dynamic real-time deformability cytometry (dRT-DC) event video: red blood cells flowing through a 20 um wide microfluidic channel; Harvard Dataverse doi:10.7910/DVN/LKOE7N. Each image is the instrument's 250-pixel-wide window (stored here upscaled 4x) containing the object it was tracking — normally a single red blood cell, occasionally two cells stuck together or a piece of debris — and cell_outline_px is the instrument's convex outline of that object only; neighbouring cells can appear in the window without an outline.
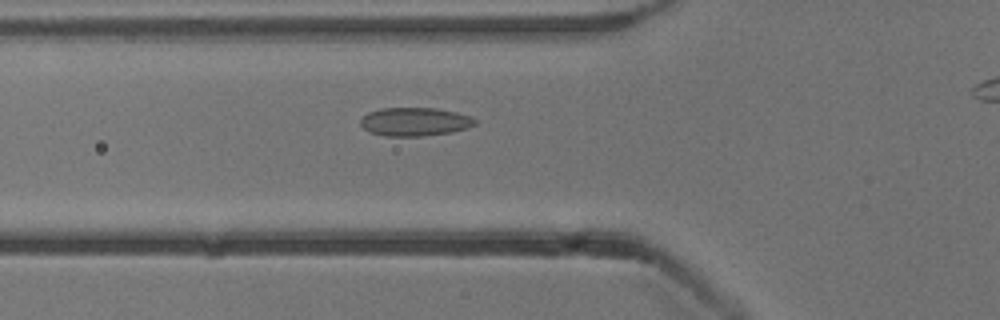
{"species": "common noctule bat (a hibernating species)", "species_latin": "Nyctalus noctula", "temperature_condition": "cold", "stored_images_in_passage": 30, "camera_frame_rate_fps": 3000, "um_per_image_px": 0.085, "animal": {"sex": "male", "body_mass_g": 13.3}, "frame": {"image": 1, "passage_image": 3, "time_ms": 0.667, "image_size_px": [1000, 320], "cell_outline_px": [[476, 124], [468, 128], [452, 132], [420, 136], [384, 136], [368, 132], [360, 124], [360, 120], [368, 112], [380, 108], [436, 108], [456, 112], [472, 116], [476, 120]], "centroid_in_image_um": [35.26, 10.35], "position_along_channel_um": 90.5, "area_um2": 19.13}}
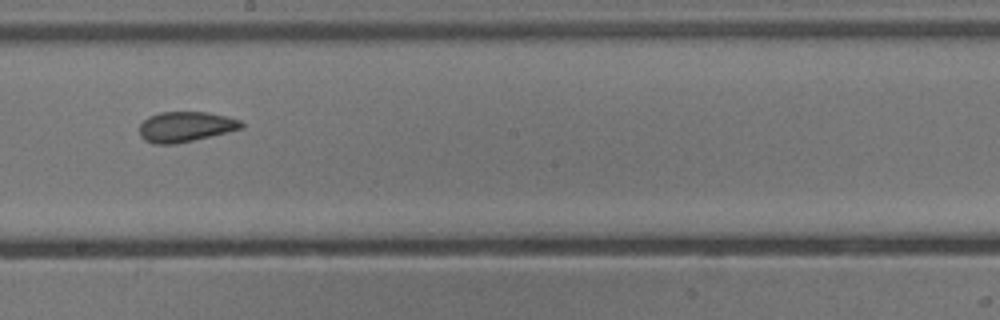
{"frame": {"image": 2, "passage_image": 14, "time_ms": 4.333, "image_size_px": [1000, 320], "cell_outline_px": [[244, 128], [228, 132], [192, 140], [172, 144], [152, 144], [144, 140], [140, 136], [140, 124], [148, 116], [160, 112], [208, 112], [228, 116], [244, 120]], "centroid_in_image_um": [15.81, 10.76], "position_along_channel_um": 232.4, "area_um2": 18.15}}
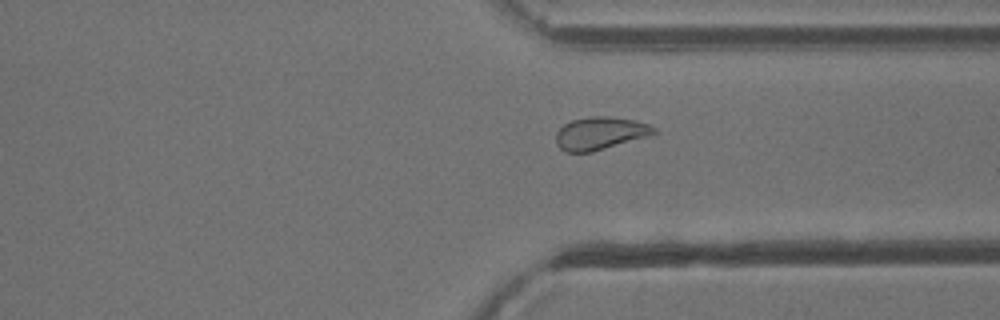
{"frame": {"image": 3, "passage_image": 24, "time_ms": 7.667, "image_size_px": [1000, 320], "cell_outline_px": [[656, 132], [644, 136], [592, 152], [564, 152], [556, 144], [556, 132], [564, 124], [572, 120], [588, 116], [608, 116], [632, 120], [648, 124], [656, 128]], "centroid_in_image_um": [50.93, 11.32], "position_along_channel_um": 360.5, "area_um2": 18.32}, "authors_computed_cell_mechanics": {"area_um2": 18.2937, "velocity_mm_per_s": 3.8476, "shape_relaxation_time_tau1_ms": null, "shape_relaxation_time_tau2_ms": 2.0259, "deformation_change_tau1": null, "deformation_change_tau2": 0.0616}}